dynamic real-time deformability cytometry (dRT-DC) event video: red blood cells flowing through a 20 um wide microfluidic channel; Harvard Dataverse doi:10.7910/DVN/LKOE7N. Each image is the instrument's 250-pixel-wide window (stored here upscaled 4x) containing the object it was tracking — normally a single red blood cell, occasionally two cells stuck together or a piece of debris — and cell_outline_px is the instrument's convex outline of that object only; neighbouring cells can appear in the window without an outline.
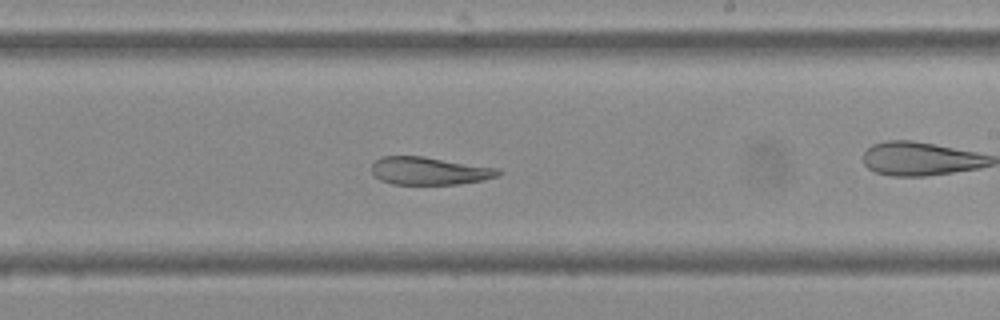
{"species": "Egyptian fruit bat (a non-hibernating species)", "species_latin": "Rousettus aegyptiacus", "temperature_condition": "cold", "stored_images_in_passage": 42, "camera_frame_rate_fps": 3000, "um_per_image_px": 0.085, "frame": {"image": 1, "passage_image": 19, "time_ms": 6.0, "image_size_px": [1000, 320], "cell_outline_px": [[504, 172], [496, 176], [484, 180], [456, 184], [392, 184], [380, 180], [372, 172], [372, 164], [380, 156], [424, 156], [500, 168]], "centroid_in_image_um": [36.52, 14.51], "position_along_channel_um": 252.5, "area_um2": 20.63}, "authors_computed_cell_mechanics": {"area_um2": 23.2067, "velocity_mm_per_s": 3.6686, "shape_relaxation_time_tau1_ms": null, "shape_relaxation_time_tau2_ms": 10.982, "deformation_change_tau1": null, "deformation_change_tau2": 0.1617}}